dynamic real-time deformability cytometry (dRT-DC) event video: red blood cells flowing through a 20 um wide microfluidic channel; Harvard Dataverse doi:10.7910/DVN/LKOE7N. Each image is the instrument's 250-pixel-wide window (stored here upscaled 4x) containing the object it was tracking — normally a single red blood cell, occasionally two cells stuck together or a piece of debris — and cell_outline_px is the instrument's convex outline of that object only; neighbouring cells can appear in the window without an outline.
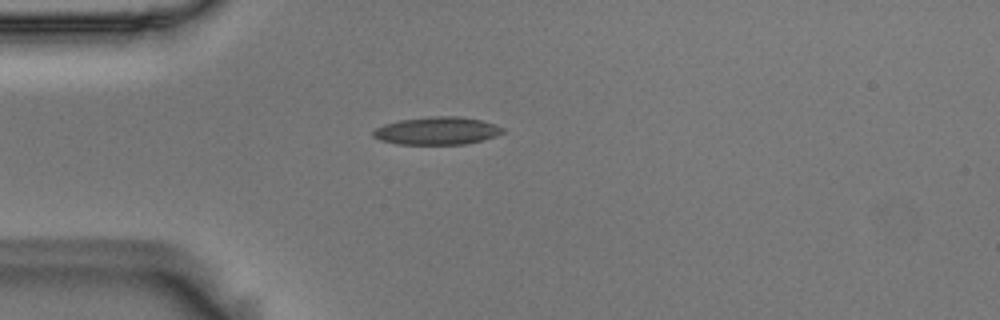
{"species": "Egyptian fruit bat (a non-hibernating species)", "species_latin": "Rousettus aegyptiacus", "temperature_condition": "room temperature", "stored_images_in_passage": 41, "camera_frame_rate_fps": 3000, "um_per_image_px": 0.085, "animal": {"sex": "male"}, "frame": {"image": 1, "passage_image": 1, "time_ms": 0.0, "image_size_px": [1000, 320], "cell_outline_px": [[504, 132], [496, 136], [464, 144], [396, 144], [380, 140], [372, 136], [372, 132], [376, 128], [384, 124], [400, 120], [432, 116], [460, 116], [480, 120], [504, 128]], "centroid_in_image_um": [37.11, 11.12], "position_along_channel_um": 47.9, "area_um2": 20.81}}
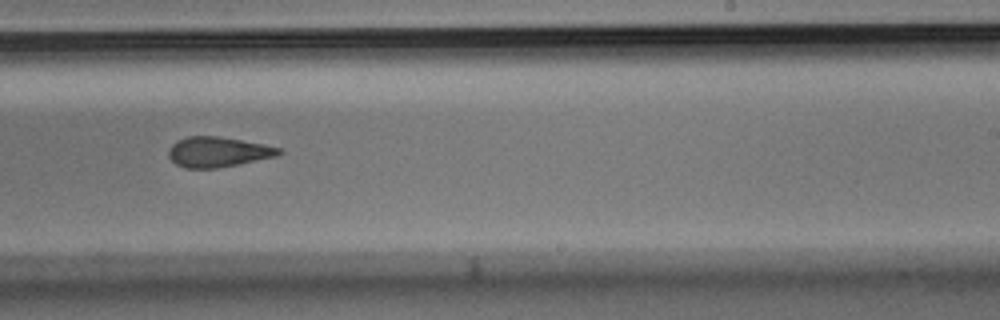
{"frame": {"image": 2, "passage_image": 20, "time_ms": 6.333, "image_size_px": [1000, 320], "cell_outline_px": [[284, 152], [276, 156], [216, 168], [184, 168], [176, 164], [168, 156], [168, 148], [176, 140], [188, 136], [220, 136], [264, 144], [280, 148]], "centroid_in_image_um": [18.49, 12.9], "position_along_channel_um": 270.5, "area_um2": 19.36}}
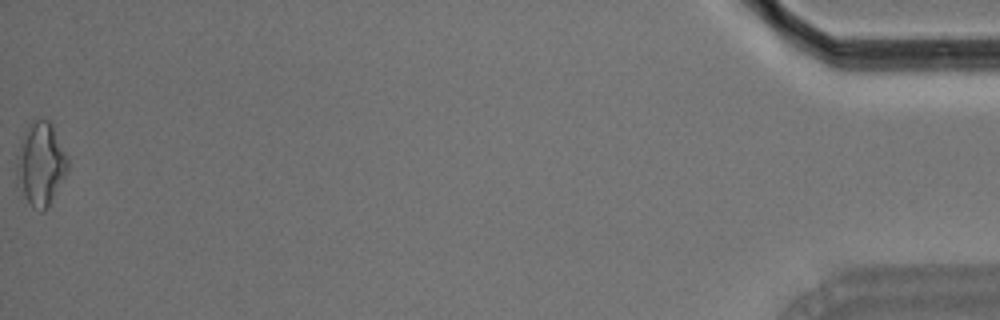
{"frame": {"image": 3, "passage_image": 41, "time_ms": 13.333, "image_size_px": [1000, 320], "cell_outline_px": [[68, 168], [48, 208], [44, 212], [40, 212], [32, 208], [16, 184], [16, 156], [20, 140], [32, 120], [36, 116], [40, 116], [48, 120], [52, 124], [68, 156]], "centroid_in_image_um": [3.43, 13.92], "position_along_channel_um": 431.8, "area_um2": 25.32}, "authors_computed_cell_mechanics": {"area_um2": 20.0566, "velocity_mm_per_s": 3.7202, "shape_relaxation_time_tau1_ms": 10.4247, "shape_relaxation_time_tau2_ms": 3.3886, "deformation_change_tau1": 0.2262, "deformation_change_tau2": 0.1331}}